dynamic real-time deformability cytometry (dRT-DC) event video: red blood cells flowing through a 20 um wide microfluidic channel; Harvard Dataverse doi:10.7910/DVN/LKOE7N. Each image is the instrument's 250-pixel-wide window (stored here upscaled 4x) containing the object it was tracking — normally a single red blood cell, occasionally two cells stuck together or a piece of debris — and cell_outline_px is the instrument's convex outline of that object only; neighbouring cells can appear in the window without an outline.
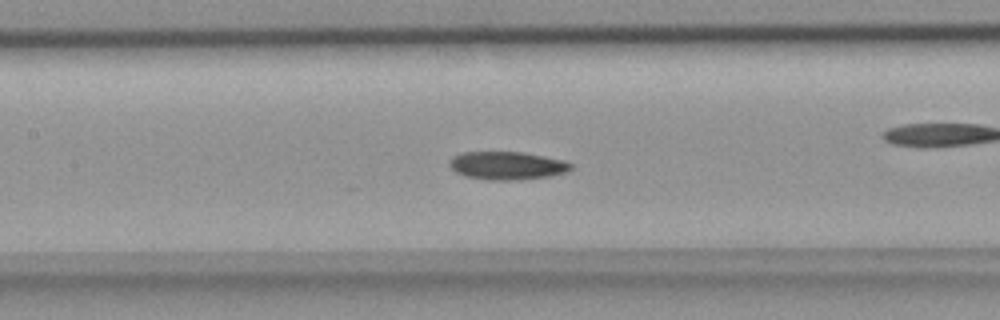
{"species": "common noctule bat (a hibernating species)", "species_latin": "Nyctalus noctula", "temperature_condition": "room temperature", "stored_images_in_passage": 49, "camera_frame_rate_fps": 3000, "um_per_image_px": 0.085, "animal": {"sex": "female", "body_mass_g": 18.4}, "frame": {"image": 1, "passage_image": 22, "time_ms": 7.0, "image_size_px": [1000, 320], "cell_outline_px": [[572, 168], [568, 172], [552, 176], [516, 180], [484, 180], [464, 176], [456, 172], [448, 164], [452, 156], [460, 152], [524, 152], [564, 160], [572, 164]], "centroid_in_image_um": [43.1, 14.08], "position_along_channel_um": 164.3, "area_um2": 20.17}}
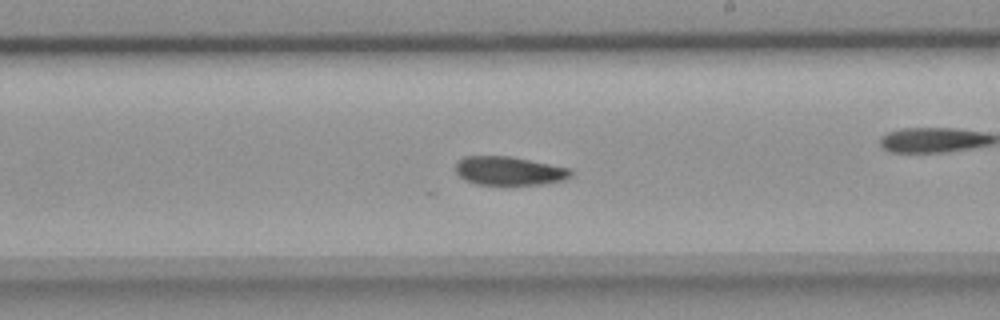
{"frame": {"image": 2, "passage_image": 28, "time_ms": 9.0, "image_size_px": [1000, 320], "cell_outline_px": [[572, 176], [564, 180], [544, 184], [504, 188], [476, 184], [464, 180], [456, 172], [456, 160], [464, 156], [512, 156], [568, 168], [572, 172]], "centroid_in_image_um": [43.24, 14.57], "position_along_channel_um": 245.8, "area_um2": 20.23}}